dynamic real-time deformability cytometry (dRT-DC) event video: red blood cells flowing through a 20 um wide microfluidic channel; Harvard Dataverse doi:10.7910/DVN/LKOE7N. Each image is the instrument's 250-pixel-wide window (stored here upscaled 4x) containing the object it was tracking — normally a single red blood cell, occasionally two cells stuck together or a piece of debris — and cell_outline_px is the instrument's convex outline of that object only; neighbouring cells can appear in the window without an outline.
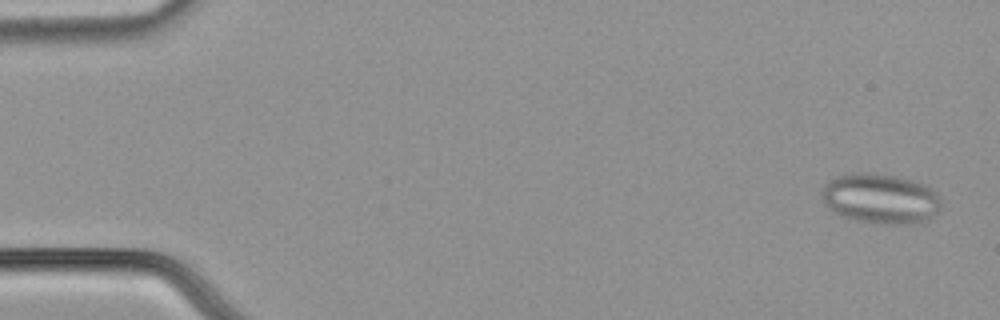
{"species": "common noctule bat (a hibernating species)", "species_latin": "Nyctalus noctula", "temperature_condition": "cold", "stored_images_in_passage": 58, "segment_of_instrument_passage": [1, 2], "camera_frame_rate_fps": 3000, "um_per_image_px": 0.085, "animal": {"sex": "male", "body_mass_g": 21.5, "forearm_length_mm": 52.0}, "frame": {"image": 1, "passage_image": 3, "time_ms": 0.667, "image_size_px": [1000, 320], "cell_outline_px": [[940, 204], [936, 212], [928, 220], [912, 224], [884, 224], [856, 220], [844, 216], [828, 208], [824, 204], [824, 184], [828, 180], [836, 176], [852, 172], [872, 172], [896, 176], [912, 180], [924, 184], [936, 192], [940, 200]], "centroid_in_image_um": [74.84, 16.87], "position_along_channel_um": 10.2, "area_um2": 34.74}}